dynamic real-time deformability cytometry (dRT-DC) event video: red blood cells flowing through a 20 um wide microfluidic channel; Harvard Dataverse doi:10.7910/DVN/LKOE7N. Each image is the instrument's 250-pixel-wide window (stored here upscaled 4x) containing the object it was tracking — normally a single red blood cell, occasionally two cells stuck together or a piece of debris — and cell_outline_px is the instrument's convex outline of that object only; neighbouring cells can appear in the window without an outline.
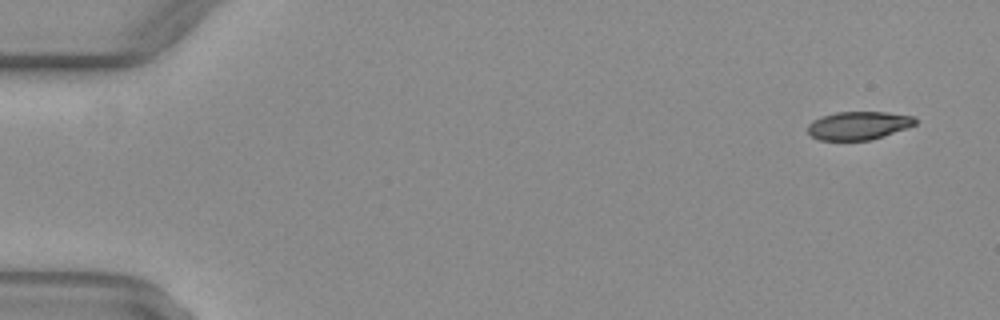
{"species": "common noctule bat (a hibernating species)", "species_latin": "Nyctalus noctula", "temperature_condition": "warm", "stored_images_in_passage": 52, "camera_frame_rate_fps": 3000, "um_per_image_px": 0.085, "animal": {"sex": "female", "body_mass_g": 29.2, "forearm_length_mm": 56.3}, "frame": {"image": 1, "passage_image": 3, "time_ms": 0.667, "image_size_px": [1000, 320], "cell_outline_px": [[916, 124], [908, 128], [868, 140], [820, 140], [812, 136], [808, 132], [808, 124], [812, 120], [820, 116], [836, 112], [888, 112], [912, 116], [916, 120]], "centroid_in_image_um": [72.95, 10.66], "position_along_channel_um": 12.1, "area_um2": 17.63}}
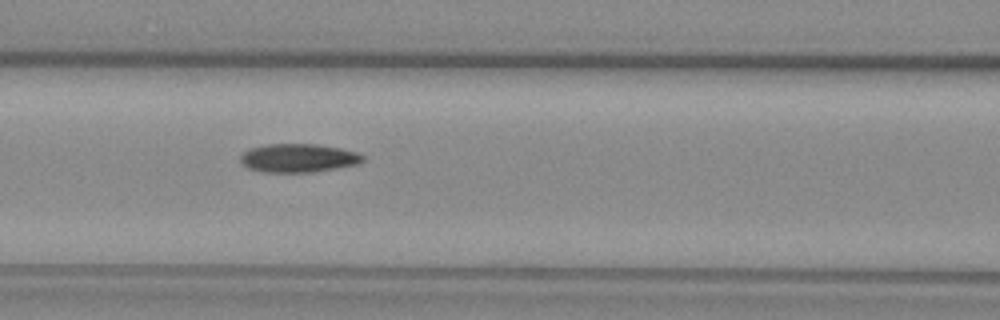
{"frame": {"image": 2, "passage_image": 23, "time_ms": 7.333, "image_size_px": [1000, 320], "cell_outline_px": [[364, 160], [360, 164], [312, 172], [264, 172], [248, 168], [240, 160], [240, 156], [244, 152], [252, 148], [264, 144], [316, 144], [340, 148], [356, 152], [364, 156]], "centroid_in_image_um": [25.38, 13.43], "position_along_channel_um": 141.2, "area_um2": 20.29}}
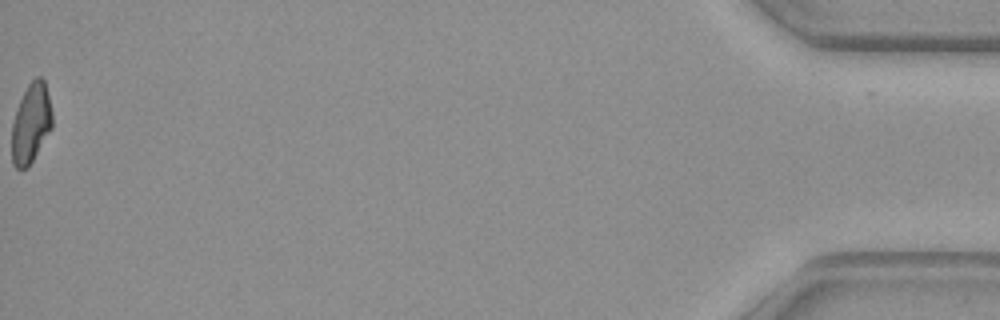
{"frame": {"image": 3, "passage_image": 52, "time_ms": 17.0, "image_size_px": [1000, 320], "cell_outline_px": [[52, 128], [28, 168], [16, 168], [12, 164], [12, 124], [16, 108], [28, 84], [36, 76], [40, 76], [44, 80], [52, 112]], "centroid_in_image_um": [2.63, 10.49], "position_along_channel_um": 432.6, "area_um2": 18.73}, "authors_computed_cell_mechanics": {"area_um2": 19.8254, "velocity_mm_per_s": 4.0904, "shape_relaxation_time_tau1_ms": 10.6141, "shape_relaxation_time_tau2_ms": 3.1783, "deformation_change_tau1": 0.2341, "deformation_change_tau2": 0.0878}}